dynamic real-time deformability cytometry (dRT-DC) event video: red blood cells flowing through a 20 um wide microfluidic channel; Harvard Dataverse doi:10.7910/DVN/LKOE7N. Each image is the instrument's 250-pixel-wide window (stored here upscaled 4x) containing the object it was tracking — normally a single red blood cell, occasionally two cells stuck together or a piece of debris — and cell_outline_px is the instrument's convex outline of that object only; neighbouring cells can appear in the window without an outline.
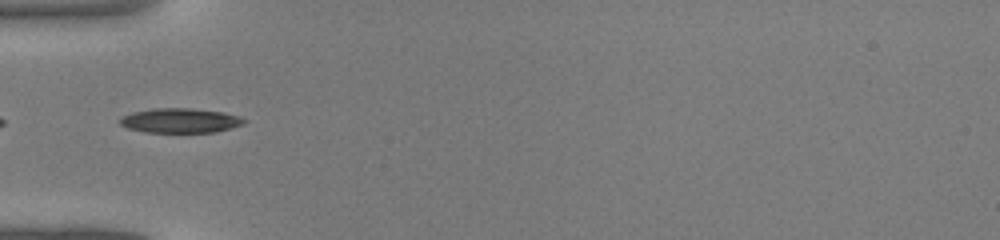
{"species": "common noctule bat (a hibernating species)", "species_latin": "Nyctalus noctula", "temperature_condition": "warm", "stored_images_in_passage": 28, "camera_frame_rate_fps": 3000, "um_per_image_px": 0.085, "animal": {"sex": "male", "body_mass_g": 19.0, "forearm_length_mm": 50.8}, "frame": {"image": 1, "passage_image": 1, "time_ms": 0.0, "image_size_px": [1000, 240], "cell_outline_px": [[248, 120], [244, 124], [232, 128], [216, 132], [144, 132], [128, 128], [120, 124], [120, 116], [132, 112], [152, 108], [188, 108], [224, 112], [240, 116]], "centroid_in_image_um": [15.34, 10.24], "position_along_channel_um": 69.7, "area_um2": 17.98}}
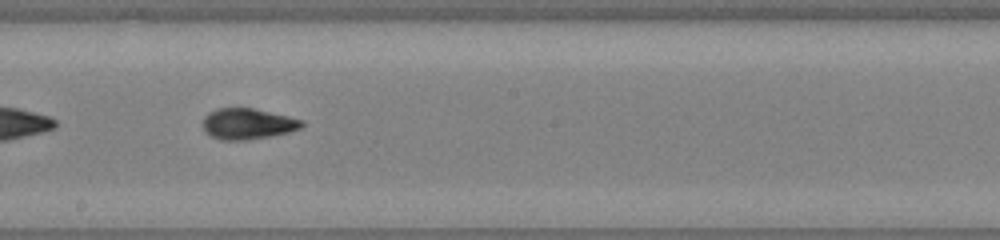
{"frame": {"image": 2, "passage_image": 11, "time_ms": 3.333, "image_size_px": [1000, 240], "cell_outline_px": [[304, 124], [300, 128], [288, 132], [248, 140], [220, 140], [204, 132], [204, 116], [208, 112], [216, 108], [252, 108], [288, 116], [304, 120]], "centroid_in_image_um": [21.03, 10.52], "position_along_channel_um": 227.2, "area_um2": 17.74}}
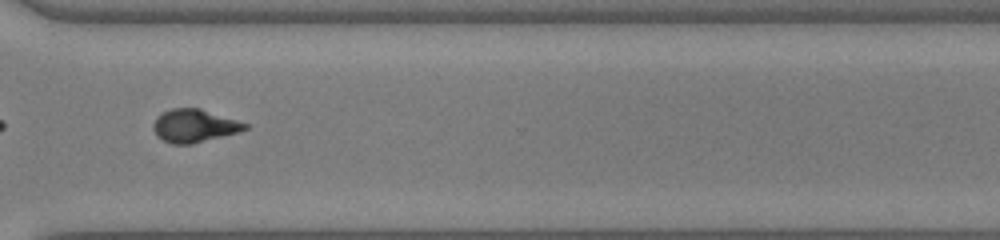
{"frame": {"image": 3, "passage_image": 19, "time_ms": 6.0, "image_size_px": [1000, 240], "cell_outline_px": [[248, 128], [236, 132], [192, 144], [172, 144], [156, 136], [152, 128], [152, 124], [156, 116], [172, 108], [200, 108], [248, 124]], "centroid_in_image_um": [16.45, 10.69], "position_along_channel_um": 354.2, "area_um2": 17.46}}